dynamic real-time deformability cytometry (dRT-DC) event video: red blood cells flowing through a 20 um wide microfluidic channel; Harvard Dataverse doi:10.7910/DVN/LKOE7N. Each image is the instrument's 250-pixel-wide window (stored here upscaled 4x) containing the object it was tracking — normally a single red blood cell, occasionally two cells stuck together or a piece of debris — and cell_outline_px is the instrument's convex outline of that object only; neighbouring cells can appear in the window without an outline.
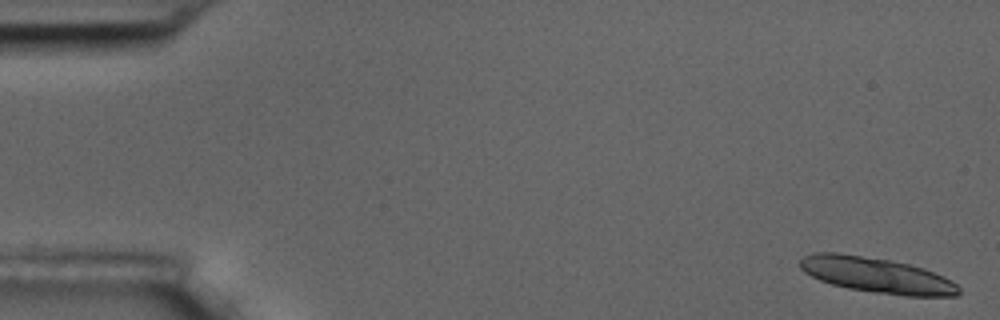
{"species": "common noctule bat (a hibernating species)", "species_latin": "Nyctalus noctula", "temperature_condition": "room temperature", "stored_images_in_passage": 10, "segment_of_instrument_passage": [1, 2], "camera_frame_rate_fps": 3000, "um_per_image_px": 0.085, "animal": {"sex": "male", "body_mass_g": 17.5, "forearm_length_mm": 52.3}, "frame": {"image": 1, "passage_image": 1, "time_ms": 0.0, "image_size_px": [1000, 320], "cell_outline_px": [[960, 292], [956, 296], [904, 296], [872, 292], [848, 288], [832, 284], [820, 280], [804, 272], [800, 268], [800, 260], [804, 256], [816, 252], [836, 252], [892, 260], [924, 268], [944, 276], [952, 280], [960, 288]], "centroid_in_image_um": [74.54, 23.39], "position_along_channel_um": 10.5, "area_um2": 32.89}}